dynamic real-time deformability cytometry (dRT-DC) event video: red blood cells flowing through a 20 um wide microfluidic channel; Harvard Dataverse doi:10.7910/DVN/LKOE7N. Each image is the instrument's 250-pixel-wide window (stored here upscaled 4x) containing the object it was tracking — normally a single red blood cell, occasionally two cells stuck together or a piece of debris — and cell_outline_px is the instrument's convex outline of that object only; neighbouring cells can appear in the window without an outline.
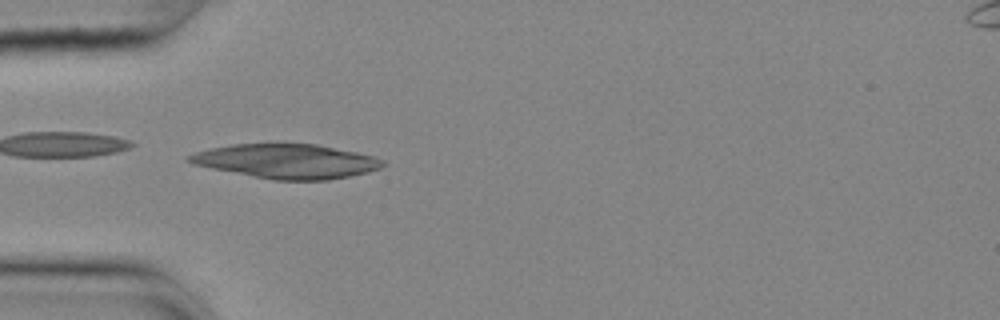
{"species": "common noctule bat (a hibernating species)", "species_latin": "Nyctalus noctula", "temperature_condition": "cold", "stored_images_in_passage": 11, "segment_of_instrument_passage": [1, 2], "camera_frame_rate_fps": 3000, "um_per_image_px": 0.085, "animal": {"sex": "female", "body_mass_g": 25.1}, "frame": {"image": 1, "passage_image": 1, "time_ms": 0.0, "image_size_px": [1000, 320], "cell_outline_px": [[388, 164], [380, 168], [368, 172], [328, 180], [276, 180], [212, 168], [192, 164], [184, 160], [184, 156], [208, 148], [232, 144], [316, 144], [376, 156], [384, 160]], "centroid_in_image_um": [24.37, 13.7], "position_along_channel_um": 60.6, "area_um2": 38.73}}